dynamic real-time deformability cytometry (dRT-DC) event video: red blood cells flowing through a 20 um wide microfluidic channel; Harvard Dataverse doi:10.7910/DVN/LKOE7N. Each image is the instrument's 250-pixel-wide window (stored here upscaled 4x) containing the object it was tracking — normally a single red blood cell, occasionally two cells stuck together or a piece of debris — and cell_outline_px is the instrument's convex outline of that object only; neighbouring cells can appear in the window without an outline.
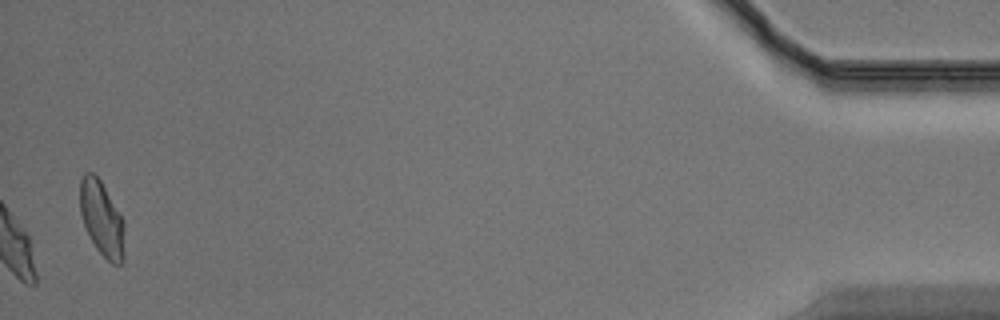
{"species": "Egyptian fruit bat (a non-hibernating species)", "species_latin": "Rousettus aegyptiacus", "temperature_condition": "warm", "stored_images_in_passage": 33, "camera_frame_rate_fps": 3000, "um_per_image_px": 0.085, "animal": {"sex": "male"}, "frame": {"image": 1, "passage_image": 33, "time_ms": 10.667, "image_size_px": [1000, 320], "cell_outline_px": [[124, 260], [120, 264], [112, 264], [96, 248], [84, 224], [80, 212], [80, 180], [84, 172], [92, 172], [100, 180], [124, 220]], "centroid_in_image_um": [8.66, 18.59], "position_along_channel_um": 426.5, "area_um2": 19.31}}